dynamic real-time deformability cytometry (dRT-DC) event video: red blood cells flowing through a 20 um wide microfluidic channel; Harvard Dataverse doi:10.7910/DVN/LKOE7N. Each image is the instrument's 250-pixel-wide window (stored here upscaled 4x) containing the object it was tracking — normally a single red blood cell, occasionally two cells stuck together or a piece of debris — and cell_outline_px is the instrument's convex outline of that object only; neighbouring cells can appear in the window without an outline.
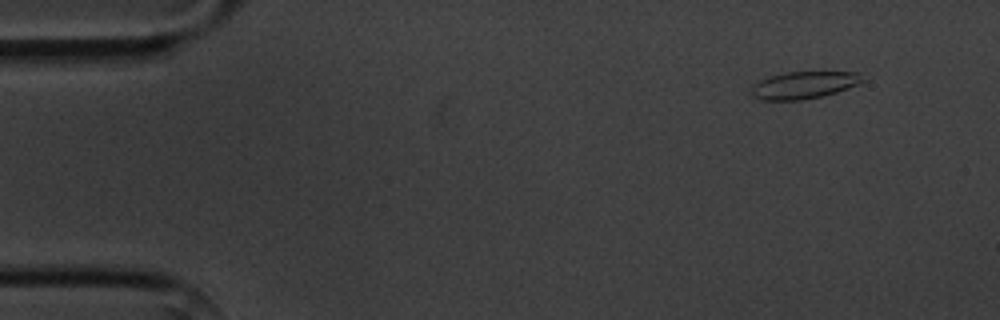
{"species": "common noctule bat (a hibernating species)", "species_latin": "Nyctalus noctula", "temperature_condition": "cold", "stored_images_in_passage": 5, "camera_frame_rate_fps": 3000, "um_per_image_px": 0.085, "animal": {"sex": "male", "body_mass_g": 20.1, "forearm_length_mm": 53.5}, "frame": {"image": 1, "passage_image": 2, "time_ms": 1.0, "image_size_px": [1000, 320], "cell_outline_px": [[864, 80], [856, 84], [836, 92], [824, 96], [804, 100], [760, 100], [752, 96], [752, 84], [760, 80], [772, 76], [788, 72], [860, 72]], "centroid_in_image_um": [68.31, 7.24], "position_along_channel_um": 16.7, "area_um2": 17.51}}
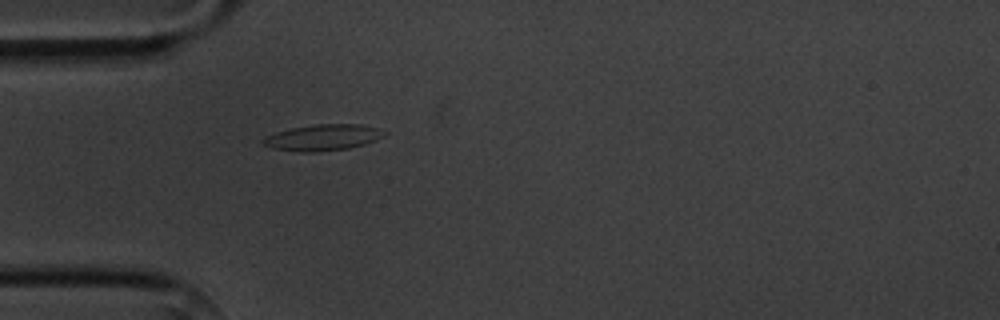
{"frame": {"image": 2, "passage_image": 5, "time_ms": 4.667, "image_size_px": [1000, 320], "cell_outline_px": [[388, 132], [384, 136], [376, 140], [364, 144], [348, 148], [316, 152], [300, 152], [272, 148], [264, 144], [260, 140], [264, 136], [276, 132], [292, 128], [316, 124], [360, 124], [376, 128]], "centroid_in_image_um": [27.43, 11.69], "position_along_channel_um": 57.6, "area_um2": 18.44}}